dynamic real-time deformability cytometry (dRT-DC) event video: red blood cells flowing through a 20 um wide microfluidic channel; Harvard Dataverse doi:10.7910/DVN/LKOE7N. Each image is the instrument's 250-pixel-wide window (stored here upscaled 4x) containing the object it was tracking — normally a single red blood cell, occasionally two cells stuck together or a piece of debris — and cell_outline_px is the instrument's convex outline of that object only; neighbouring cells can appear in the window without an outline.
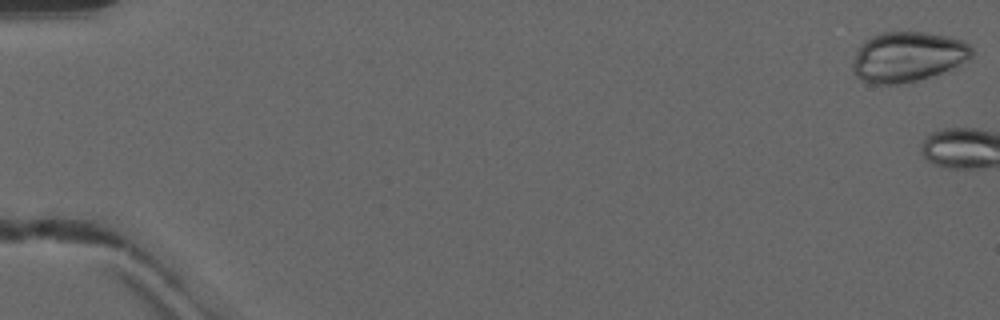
{"species": "common noctule bat (a hibernating species)", "species_latin": "Nyctalus noctula", "temperature_condition": "warm", "stored_images_in_passage": 4, "camera_frame_rate_fps": 3000, "um_per_image_px": 0.085, "animal": {"sex": "male", "forearm_length_mm": 52.5}, "frame": {"image": 1, "passage_image": 1, "time_ms": 0.0, "image_size_px": [1000, 320], "cell_outline_px": [[972, 56], [968, 60], [940, 72], [916, 80], [896, 84], [872, 84], [860, 80], [852, 72], [852, 64], [856, 52], [864, 40], [880, 32], [924, 32], [948, 36], [964, 40], [972, 48]], "centroid_in_image_um": [77.11, 4.81], "position_along_channel_um": 7.9, "area_um2": 34.62}}